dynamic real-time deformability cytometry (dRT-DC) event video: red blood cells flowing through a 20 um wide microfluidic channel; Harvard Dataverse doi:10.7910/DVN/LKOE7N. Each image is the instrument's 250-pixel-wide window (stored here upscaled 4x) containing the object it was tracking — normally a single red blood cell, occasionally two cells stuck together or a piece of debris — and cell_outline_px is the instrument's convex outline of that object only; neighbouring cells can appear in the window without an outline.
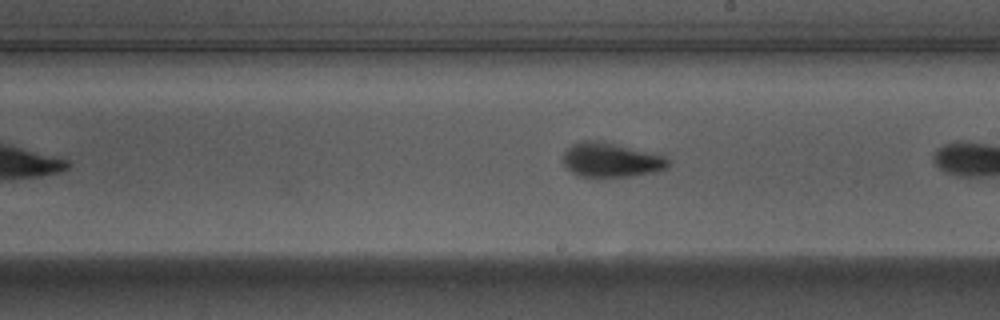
{"species": "Egyptian fruit bat (a non-hibernating species)", "species_latin": "Rousettus aegyptiacus", "temperature_condition": "warm", "stored_images_in_passage": 37, "camera_frame_rate_fps": 3000, "um_per_image_px": 0.085, "animal": {"sex": "male"}, "frame": {"image": 1, "passage_image": 12, "time_ms": 3.667, "image_size_px": [1000, 320], "cell_outline_px": [[668, 168], [660, 172], [632, 176], [600, 180], [580, 176], [572, 172], [564, 164], [564, 152], [572, 144], [580, 140], [604, 140], [664, 156], [668, 160]], "centroid_in_image_um": [51.94, 13.63], "position_along_channel_um": 237.1, "area_um2": 21.91}}